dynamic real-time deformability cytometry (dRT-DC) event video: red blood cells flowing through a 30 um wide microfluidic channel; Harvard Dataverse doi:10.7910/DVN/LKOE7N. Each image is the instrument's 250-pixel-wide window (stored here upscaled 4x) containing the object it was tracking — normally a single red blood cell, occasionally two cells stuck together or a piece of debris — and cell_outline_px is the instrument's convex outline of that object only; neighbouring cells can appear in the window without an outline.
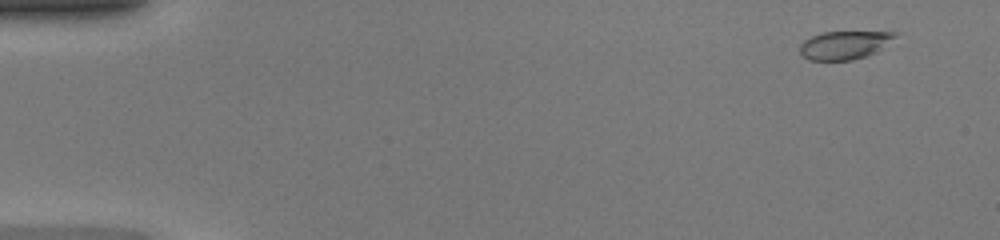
{"species": "common noctule bat (a hibernating species)", "species_latin": "Nyctalus noctula", "temperature_condition": "warm", "stored_images_in_passage": 49, "camera_frame_rate_fps": 3000, "um_per_image_px": 0.085, "animal": {"sex": "female", "body_mass_g": 20.0, "forearm_length_mm": 54.0}, "frame": {"image": 1, "passage_image": 4, "time_ms": 1.0, "image_size_px": [1000, 240], "cell_outline_px": [[900, 32], [896, 36], [876, 52], [868, 56], [852, 60], [808, 60], [800, 52], [800, 44], [804, 40], [820, 32]], "centroid_in_image_um": [71.76, 3.83], "position_along_channel_um": 13.2, "area_um2": 15.61}}
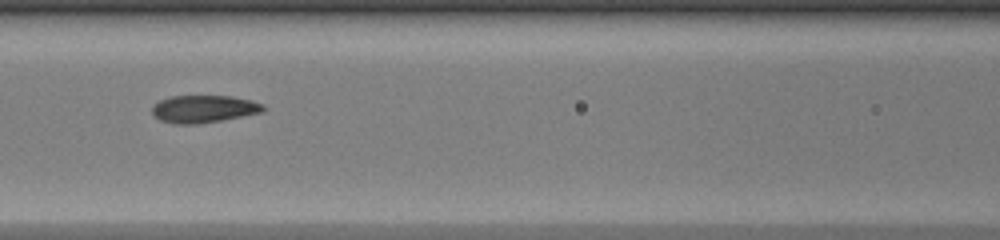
{"frame": {"image": 2, "passage_image": 23, "time_ms": 7.333, "image_size_px": [1000, 240], "cell_outline_px": [[264, 108], [260, 112], [220, 120], [196, 124], [176, 124], [160, 120], [152, 116], [152, 104], [160, 100], [172, 96], [232, 96], [252, 100], [264, 104]], "centroid_in_image_um": [17.26, 9.25], "position_along_channel_um": 149.3, "area_um2": 17.69}}
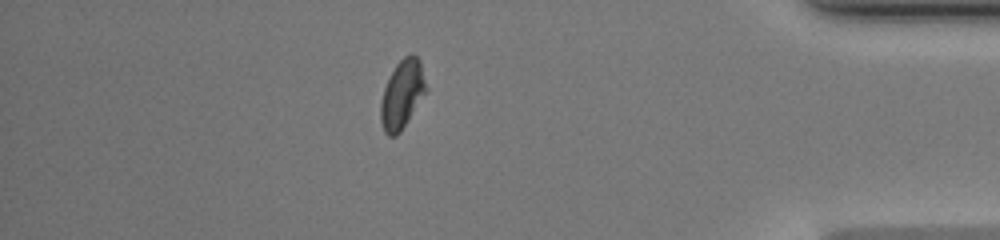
{"frame": {"image": 3, "passage_image": 43, "time_ms": 14.0, "image_size_px": [1000, 240], "cell_outline_px": [[428, 88], [400, 132], [396, 136], [388, 136], [384, 132], [380, 120], [380, 104], [384, 88], [396, 64], [404, 56], [412, 52], [420, 60]], "centroid_in_image_um": [34.18, 8.0], "position_along_channel_um": 401.0, "area_um2": 18.03}, "authors_computed_cell_mechanics": {"area_um2": 17.629, "velocity_mm_per_s": 4.3281, "shape_relaxation_time_tau1_ms": 5.2192, "shape_relaxation_time_tau2_ms": 1.2258, "deformation_change_tau1": 0.1919, "deformation_change_tau2": 0.056}}